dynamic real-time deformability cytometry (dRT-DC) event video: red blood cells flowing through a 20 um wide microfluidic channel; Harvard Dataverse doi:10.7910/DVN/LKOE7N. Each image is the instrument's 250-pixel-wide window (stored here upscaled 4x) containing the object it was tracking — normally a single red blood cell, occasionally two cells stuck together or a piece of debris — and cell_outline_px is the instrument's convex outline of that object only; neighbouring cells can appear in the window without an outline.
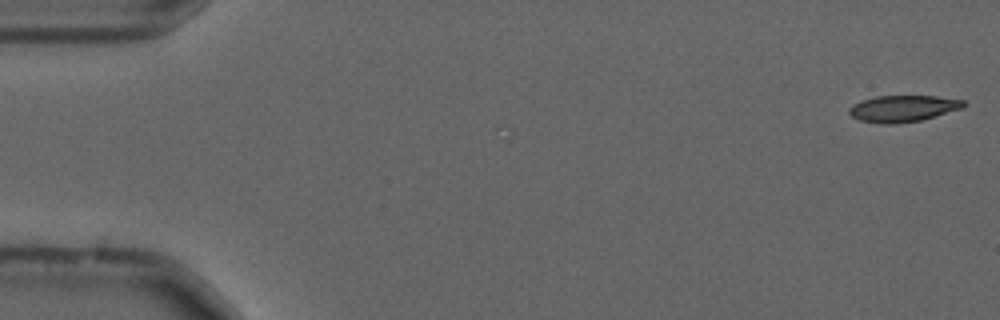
{"species": "common noctule bat (a hibernating species)", "species_latin": "Nyctalus noctula", "temperature_condition": "cold", "stored_images_in_passage": 55, "camera_frame_rate_fps": 3000, "um_per_image_px": 0.085, "animal": {"sex": "male", "forearm_length_mm": 52.5}, "frame": {"image": 1, "passage_image": 1, "time_ms": 0.0, "image_size_px": [1000, 320], "cell_outline_px": [[968, 104], [964, 108], [920, 120], [892, 124], [884, 124], [860, 120], [852, 116], [848, 112], [848, 108], [852, 104], [860, 100], [876, 96], [936, 96], [964, 100]], "centroid_in_image_um": [76.76, 9.21], "position_along_channel_um": 8.2, "area_um2": 17.74}}
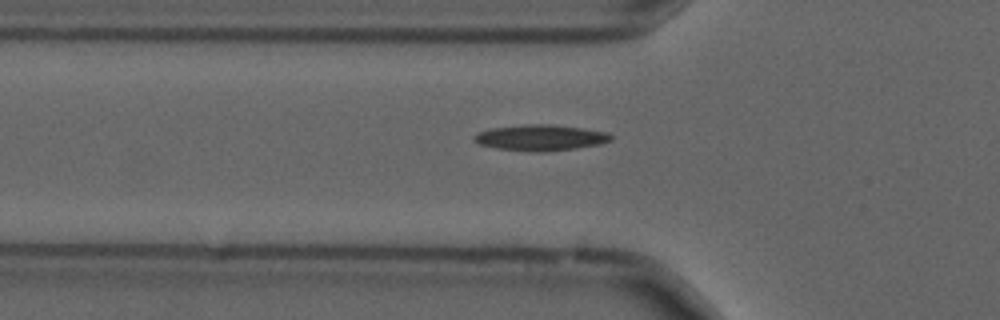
{"frame": {"image": 2, "passage_image": 18, "time_ms": 5.667, "image_size_px": [1000, 320], "cell_outline_px": [[612, 140], [600, 144], [544, 152], [536, 152], [496, 148], [480, 144], [472, 140], [472, 136], [476, 132], [492, 128], [524, 124], [548, 124], [580, 128], [608, 132], [612, 136]], "centroid_in_image_um": [45.89, 11.69], "position_along_channel_um": 79.9, "area_um2": 20.58}}
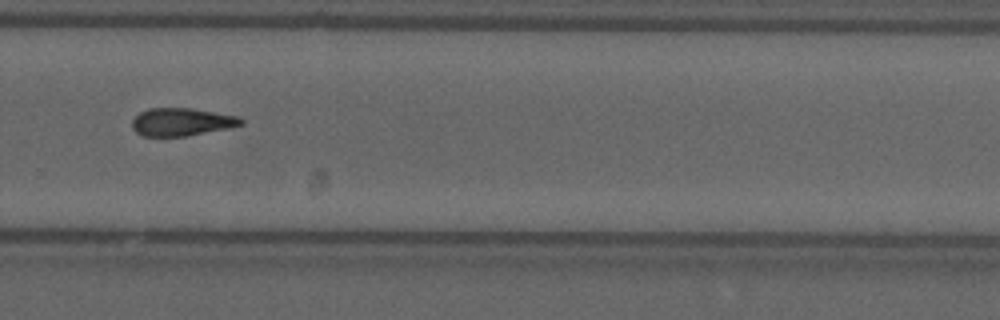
{"frame": {"image": 3, "passage_image": 37, "time_ms": 12.0, "image_size_px": [1000, 320], "cell_outline_px": [[244, 124], [228, 128], [184, 136], [144, 136], [136, 132], [132, 128], [132, 120], [140, 112], [148, 108], [188, 108], [240, 116], [244, 120]], "centroid_in_image_um": [15.44, 10.36], "position_along_channel_um": 314.4, "area_um2": 17.57}, "authors_computed_cell_mechanics": {"area_um2": 17.9758, "velocity_mm_per_s": 3.6943, "shape_relaxation_time_tau1_ms": 10.7776, "shape_relaxation_time_tau2_ms": null, "deformation_change_tau1": 0.2082, "deformation_change_tau2": null}}